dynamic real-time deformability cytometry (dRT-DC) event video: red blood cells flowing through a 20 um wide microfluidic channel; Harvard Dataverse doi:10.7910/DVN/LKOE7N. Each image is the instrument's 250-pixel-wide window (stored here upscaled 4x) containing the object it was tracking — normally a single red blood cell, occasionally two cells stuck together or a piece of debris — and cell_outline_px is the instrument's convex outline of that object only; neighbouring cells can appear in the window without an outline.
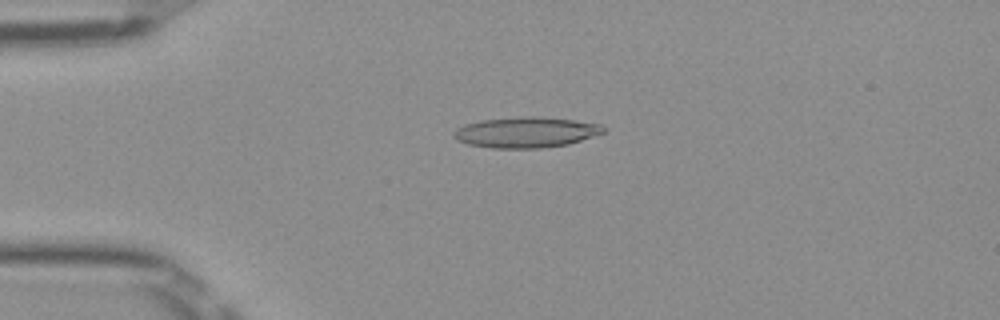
{"species": "Egyptian fruit bat (a non-hibernating species)", "species_latin": "Rousettus aegyptiacus", "temperature_condition": "room temperature", "stored_images_in_passage": 50, "camera_frame_rate_fps": 3000, "um_per_image_px": 0.085, "frame": {"image": 1, "passage_image": 12, "time_ms": 3.667, "image_size_px": [1000, 320], "cell_outline_px": [[604, 132], [568, 144], [540, 148], [492, 148], [468, 144], [452, 136], [452, 132], [456, 128], [464, 124], [480, 120], [524, 116], [532, 116], [572, 120], [600, 124], [604, 128]], "centroid_in_image_um": [44.65, 11.24], "position_along_channel_um": 40.4, "area_um2": 26.47}}
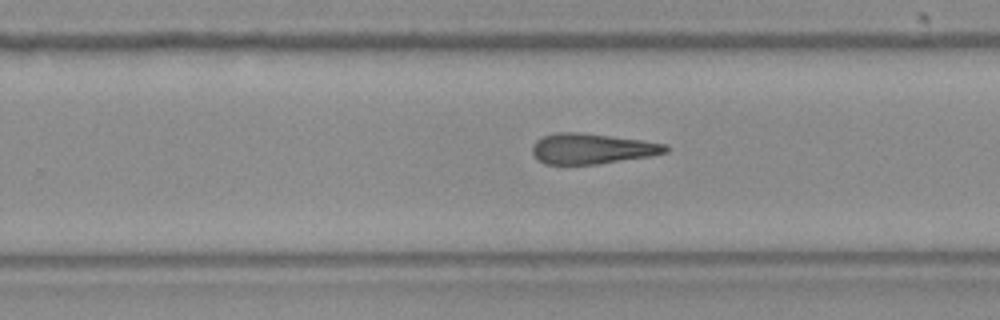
{"frame": {"image": 2, "passage_image": 32, "time_ms": 10.333, "image_size_px": [1000, 320], "cell_outline_px": [[668, 152], [652, 156], [600, 164], [544, 164], [532, 152], [532, 144], [536, 140], [552, 132], [580, 132], [640, 140], [668, 144]], "centroid_in_image_um": [50.33, 12.64], "position_along_channel_um": 279.5, "area_um2": 23.76}}
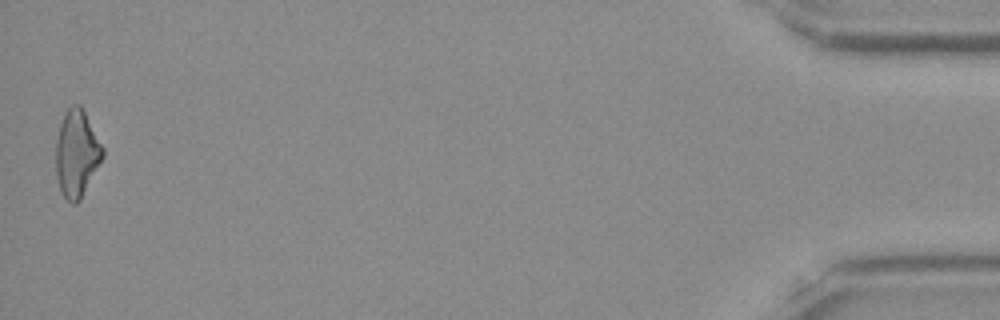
{"frame": {"image": 3, "passage_image": 50, "time_ms": 16.333, "image_size_px": [1000, 320], "cell_outline_px": [[104, 156], [80, 200], [76, 204], [72, 204], [64, 196], [60, 188], [56, 176], [56, 140], [60, 124], [64, 112], [72, 104], [80, 104], [104, 148]], "centroid_in_image_um": [6.52, 13.04], "position_along_channel_um": 428.7, "area_um2": 23.64}, "authors_computed_cell_mechanics": {"area_um2": 24.5072, "velocity_mm_per_s": 4.0218, "shape_relaxation_time_tau1_ms": null, "shape_relaxation_time_tau2_ms": 2.5953, "deformation_change_tau1": null, "deformation_change_tau2": 0.1572}}